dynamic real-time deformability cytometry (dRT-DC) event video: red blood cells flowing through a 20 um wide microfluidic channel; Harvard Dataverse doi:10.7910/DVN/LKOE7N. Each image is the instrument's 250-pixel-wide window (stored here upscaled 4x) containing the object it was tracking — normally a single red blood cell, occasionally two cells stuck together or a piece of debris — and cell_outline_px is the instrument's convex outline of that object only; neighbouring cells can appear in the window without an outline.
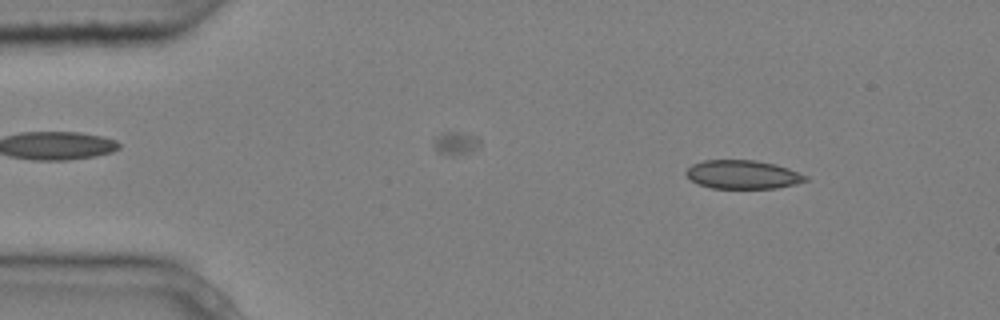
{"species": "common noctule bat (a hibernating species)", "species_latin": "Nyctalus noctula", "temperature_condition": "cold", "stored_images_in_passage": 4, "camera_frame_rate_fps": 3000, "um_per_image_px": 0.085, "animal": {"sex": "male", "body_mass_g": 20.4}, "frame": {"image": 1, "passage_image": 1, "time_ms": 0.0, "image_size_px": [1000, 320], "cell_outline_px": [[808, 180], [796, 184], [776, 188], [712, 188], [700, 184], [692, 180], [684, 172], [692, 164], [704, 160], [756, 160], [776, 164], [788, 168], [808, 176]], "centroid_in_image_um": [63.16, 14.83], "position_along_channel_um": 21.8, "area_um2": 19.88}}
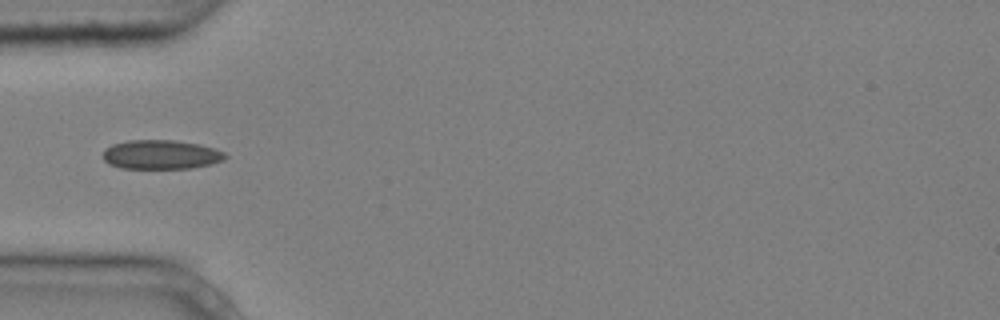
{"frame": {"image": 2, "passage_image": 4, "time_ms": 1.0, "image_size_px": [1000, 320], "cell_outline_px": [[228, 156], [224, 160], [212, 164], [192, 168], [120, 168], [108, 164], [100, 156], [104, 148], [112, 144], [128, 140], [176, 140], [200, 144], [224, 152]], "centroid_in_image_um": [13.64, 13.14], "position_along_channel_um": 71.4, "area_um2": 21.1}}